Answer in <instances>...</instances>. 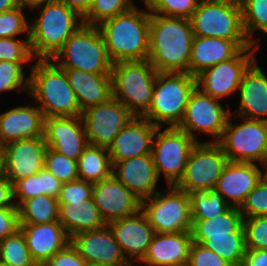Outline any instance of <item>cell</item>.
<instances>
[{
    "mask_svg": "<svg viewBox=\"0 0 267 266\" xmlns=\"http://www.w3.org/2000/svg\"><path fill=\"white\" fill-rule=\"evenodd\" d=\"M44 140L47 147L75 161L89 144L82 116L46 117Z\"/></svg>",
    "mask_w": 267,
    "mask_h": 266,
    "instance_id": "18",
    "label": "cell"
},
{
    "mask_svg": "<svg viewBox=\"0 0 267 266\" xmlns=\"http://www.w3.org/2000/svg\"><path fill=\"white\" fill-rule=\"evenodd\" d=\"M200 0H144L151 14L187 18L193 15Z\"/></svg>",
    "mask_w": 267,
    "mask_h": 266,
    "instance_id": "41",
    "label": "cell"
},
{
    "mask_svg": "<svg viewBox=\"0 0 267 266\" xmlns=\"http://www.w3.org/2000/svg\"><path fill=\"white\" fill-rule=\"evenodd\" d=\"M62 182L43 167L37 174L28 176L13 184L14 203L17 208L25 201L40 195L59 197Z\"/></svg>",
    "mask_w": 267,
    "mask_h": 266,
    "instance_id": "31",
    "label": "cell"
},
{
    "mask_svg": "<svg viewBox=\"0 0 267 266\" xmlns=\"http://www.w3.org/2000/svg\"><path fill=\"white\" fill-rule=\"evenodd\" d=\"M112 174L140 201L158 191L156 186L159 178L151 154L116 162Z\"/></svg>",
    "mask_w": 267,
    "mask_h": 266,
    "instance_id": "24",
    "label": "cell"
},
{
    "mask_svg": "<svg viewBox=\"0 0 267 266\" xmlns=\"http://www.w3.org/2000/svg\"><path fill=\"white\" fill-rule=\"evenodd\" d=\"M187 266H231L212 250L192 242Z\"/></svg>",
    "mask_w": 267,
    "mask_h": 266,
    "instance_id": "47",
    "label": "cell"
},
{
    "mask_svg": "<svg viewBox=\"0 0 267 266\" xmlns=\"http://www.w3.org/2000/svg\"><path fill=\"white\" fill-rule=\"evenodd\" d=\"M259 47L249 40H225L194 36L191 46L189 74L196 77L204 70L235 57L243 48Z\"/></svg>",
    "mask_w": 267,
    "mask_h": 266,
    "instance_id": "23",
    "label": "cell"
},
{
    "mask_svg": "<svg viewBox=\"0 0 267 266\" xmlns=\"http://www.w3.org/2000/svg\"><path fill=\"white\" fill-rule=\"evenodd\" d=\"M243 218L267 216V180L262 177L239 208Z\"/></svg>",
    "mask_w": 267,
    "mask_h": 266,
    "instance_id": "44",
    "label": "cell"
},
{
    "mask_svg": "<svg viewBox=\"0 0 267 266\" xmlns=\"http://www.w3.org/2000/svg\"><path fill=\"white\" fill-rule=\"evenodd\" d=\"M40 9V16L29 22V42L33 57L52 59L66 40L84 23L76 11L59 0L32 8Z\"/></svg>",
    "mask_w": 267,
    "mask_h": 266,
    "instance_id": "4",
    "label": "cell"
},
{
    "mask_svg": "<svg viewBox=\"0 0 267 266\" xmlns=\"http://www.w3.org/2000/svg\"><path fill=\"white\" fill-rule=\"evenodd\" d=\"M240 266H267V250H247Z\"/></svg>",
    "mask_w": 267,
    "mask_h": 266,
    "instance_id": "52",
    "label": "cell"
},
{
    "mask_svg": "<svg viewBox=\"0 0 267 266\" xmlns=\"http://www.w3.org/2000/svg\"><path fill=\"white\" fill-rule=\"evenodd\" d=\"M52 60L63 69L95 74H111L113 66L100 30L85 24L66 40Z\"/></svg>",
    "mask_w": 267,
    "mask_h": 266,
    "instance_id": "7",
    "label": "cell"
},
{
    "mask_svg": "<svg viewBox=\"0 0 267 266\" xmlns=\"http://www.w3.org/2000/svg\"><path fill=\"white\" fill-rule=\"evenodd\" d=\"M79 179L91 183L99 182L112 175V163L108 149L88 144L77 161Z\"/></svg>",
    "mask_w": 267,
    "mask_h": 266,
    "instance_id": "33",
    "label": "cell"
},
{
    "mask_svg": "<svg viewBox=\"0 0 267 266\" xmlns=\"http://www.w3.org/2000/svg\"><path fill=\"white\" fill-rule=\"evenodd\" d=\"M56 0H20V4L23 5L26 9V7L32 9L36 6L46 4L48 2H53Z\"/></svg>",
    "mask_w": 267,
    "mask_h": 266,
    "instance_id": "55",
    "label": "cell"
},
{
    "mask_svg": "<svg viewBox=\"0 0 267 266\" xmlns=\"http://www.w3.org/2000/svg\"><path fill=\"white\" fill-rule=\"evenodd\" d=\"M242 8L244 32L252 45L259 46L253 39L255 31L267 34V0H239Z\"/></svg>",
    "mask_w": 267,
    "mask_h": 266,
    "instance_id": "38",
    "label": "cell"
},
{
    "mask_svg": "<svg viewBox=\"0 0 267 266\" xmlns=\"http://www.w3.org/2000/svg\"><path fill=\"white\" fill-rule=\"evenodd\" d=\"M262 167L265 170V173L263 172V177L267 180V159L264 161Z\"/></svg>",
    "mask_w": 267,
    "mask_h": 266,
    "instance_id": "58",
    "label": "cell"
},
{
    "mask_svg": "<svg viewBox=\"0 0 267 266\" xmlns=\"http://www.w3.org/2000/svg\"><path fill=\"white\" fill-rule=\"evenodd\" d=\"M0 208H17L13 197V184L3 176L0 179Z\"/></svg>",
    "mask_w": 267,
    "mask_h": 266,
    "instance_id": "51",
    "label": "cell"
},
{
    "mask_svg": "<svg viewBox=\"0 0 267 266\" xmlns=\"http://www.w3.org/2000/svg\"><path fill=\"white\" fill-rule=\"evenodd\" d=\"M212 250L231 266H240L245 255V231L243 224L232 233V237L210 238L209 240H193Z\"/></svg>",
    "mask_w": 267,
    "mask_h": 266,
    "instance_id": "36",
    "label": "cell"
},
{
    "mask_svg": "<svg viewBox=\"0 0 267 266\" xmlns=\"http://www.w3.org/2000/svg\"><path fill=\"white\" fill-rule=\"evenodd\" d=\"M86 262L79 255L71 242L62 250L55 253L43 265L45 266H85Z\"/></svg>",
    "mask_w": 267,
    "mask_h": 266,
    "instance_id": "49",
    "label": "cell"
},
{
    "mask_svg": "<svg viewBox=\"0 0 267 266\" xmlns=\"http://www.w3.org/2000/svg\"><path fill=\"white\" fill-rule=\"evenodd\" d=\"M44 114L38 106L22 105L0 114V147L12 141L44 137Z\"/></svg>",
    "mask_w": 267,
    "mask_h": 266,
    "instance_id": "26",
    "label": "cell"
},
{
    "mask_svg": "<svg viewBox=\"0 0 267 266\" xmlns=\"http://www.w3.org/2000/svg\"><path fill=\"white\" fill-rule=\"evenodd\" d=\"M65 5H67L70 9L76 11L81 17H84L91 5L93 0H59Z\"/></svg>",
    "mask_w": 267,
    "mask_h": 266,
    "instance_id": "53",
    "label": "cell"
},
{
    "mask_svg": "<svg viewBox=\"0 0 267 266\" xmlns=\"http://www.w3.org/2000/svg\"><path fill=\"white\" fill-rule=\"evenodd\" d=\"M93 183L77 179L63 183L58 201H81L92 198Z\"/></svg>",
    "mask_w": 267,
    "mask_h": 266,
    "instance_id": "48",
    "label": "cell"
},
{
    "mask_svg": "<svg viewBox=\"0 0 267 266\" xmlns=\"http://www.w3.org/2000/svg\"><path fill=\"white\" fill-rule=\"evenodd\" d=\"M193 240L232 237L242 224L243 217L239 208L229 207L224 213L212 219L192 220Z\"/></svg>",
    "mask_w": 267,
    "mask_h": 266,
    "instance_id": "32",
    "label": "cell"
},
{
    "mask_svg": "<svg viewBox=\"0 0 267 266\" xmlns=\"http://www.w3.org/2000/svg\"><path fill=\"white\" fill-rule=\"evenodd\" d=\"M21 5L20 0H0V13L12 10Z\"/></svg>",
    "mask_w": 267,
    "mask_h": 266,
    "instance_id": "54",
    "label": "cell"
},
{
    "mask_svg": "<svg viewBox=\"0 0 267 266\" xmlns=\"http://www.w3.org/2000/svg\"><path fill=\"white\" fill-rule=\"evenodd\" d=\"M20 227L18 208H0V241Z\"/></svg>",
    "mask_w": 267,
    "mask_h": 266,
    "instance_id": "50",
    "label": "cell"
},
{
    "mask_svg": "<svg viewBox=\"0 0 267 266\" xmlns=\"http://www.w3.org/2000/svg\"><path fill=\"white\" fill-rule=\"evenodd\" d=\"M20 224H42L58 221V199L40 195L25 200L19 207Z\"/></svg>",
    "mask_w": 267,
    "mask_h": 266,
    "instance_id": "34",
    "label": "cell"
},
{
    "mask_svg": "<svg viewBox=\"0 0 267 266\" xmlns=\"http://www.w3.org/2000/svg\"><path fill=\"white\" fill-rule=\"evenodd\" d=\"M58 222L69 237L106 226L93 198L81 201H58Z\"/></svg>",
    "mask_w": 267,
    "mask_h": 266,
    "instance_id": "30",
    "label": "cell"
},
{
    "mask_svg": "<svg viewBox=\"0 0 267 266\" xmlns=\"http://www.w3.org/2000/svg\"><path fill=\"white\" fill-rule=\"evenodd\" d=\"M192 220L212 219L224 213L230 205L213 189H196L188 193Z\"/></svg>",
    "mask_w": 267,
    "mask_h": 266,
    "instance_id": "35",
    "label": "cell"
},
{
    "mask_svg": "<svg viewBox=\"0 0 267 266\" xmlns=\"http://www.w3.org/2000/svg\"><path fill=\"white\" fill-rule=\"evenodd\" d=\"M161 128L155 132L151 155L158 178L163 172L167 186H175L183 176L189 154L197 142L177 126L164 131Z\"/></svg>",
    "mask_w": 267,
    "mask_h": 266,
    "instance_id": "11",
    "label": "cell"
},
{
    "mask_svg": "<svg viewBox=\"0 0 267 266\" xmlns=\"http://www.w3.org/2000/svg\"><path fill=\"white\" fill-rule=\"evenodd\" d=\"M195 87L196 77L189 73L158 72L150 107L142 117L158 127L178 126Z\"/></svg>",
    "mask_w": 267,
    "mask_h": 266,
    "instance_id": "5",
    "label": "cell"
},
{
    "mask_svg": "<svg viewBox=\"0 0 267 266\" xmlns=\"http://www.w3.org/2000/svg\"><path fill=\"white\" fill-rule=\"evenodd\" d=\"M134 116L116 98L82 111L88 143L108 148L120 130Z\"/></svg>",
    "mask_w": 267,
    "mask_h": 266,
    "instance_id": "15",
    "label": "cell"
},
{
    "mask_svg": "<svg viewBox=\"0 0 267 266\" xmlns=\"http://www.w3.org/2000/svg\"><path fill=\"white\" fill-rule=\"evenodd\" d=\"M64 70L81 111L105 103L113 97L111 74H95L79 69Z\"/></svg>",
    "mask_w": 267,
    "mask_h": 266,
    "instance_id": "29",
    "label": "cell"
},
{
    "mask_svg": "<svg viewBox=\"0 0 267 266\" xmlns=\"http://www.w3.org/2000/svg\"><path fill=\"white\" fill-rule=\"evenodd\" d=\"M190 19L151 14L148 60L157 72L189 73Z\"/></svg>",
    "mask_w": 267,
    "mask_h": 266,
    "instance_id": "1",
    "label": "cell"
},
{
    "mask_svg": "<svg viewBox=\"0 0 267 266\" xmlns=\"http://www.w3.org/2000/svg\"><path fill=\"white\" fill-rule=\"evenodd\" d=\"M134 3L133 0H93L88 13L83 17V23L97 26L104 20L127 12L135 6Z\"/></svg>",
    "mask_w": 267,
    "mask_h": 266,
    "instance_id": "39",
    "label": "cell"
},
{
    "mask_svg": "<svg viewBox=\"0 0 267 266\" xmlns=\"http://www.w3.org/2000/svg\"><path fill=\"white\" fill-rule=\"evenodd\" d=\"M46 148L44 137L12 141L0 147L4 176L14 184L37 174L44 167Z\"/></svg>",
    "mask_w": 267,
    "mask_h": 266,
    "instance_id": "16",
    "label": "cell"
},
{
    "mask_svg": "<svg viewBox=\"0 0 267 266\" xmlns=\"http://www.w3.org/2000/svg\"><path fill=\"white\" fill-rule=\"evenodd\" d=\"M256 163L228 161L215 185L231 207L240 208L247 195L263 177Z\"/></svg>",
    "mask_w": 267,
    "mask_h": 266,
    "instance_id": "21",
    "label": "cell"
},
{
    "mask_svg": "<svg viewBox=\"0 0 267 266\" xmlns=\"http://www.w3.org/2000/svg\"><path fill=\"white\" fill-rule=\"evenodd\" d=\"M232 112L217 142L228 161L263 165L267 159V121L240 118L243 123L233 124Z\"/></svg>",
    "mask_w": 267,
    "mask_h": 266,
    "instance_id": "10",
    "label": "cell"
},
{
    "mask_svg": "<svg viewBox=\"0 0 267 266\" xmlns=\"http://www.w3.org/2000/svg\"><path fill=\"white\" fill-rule=\"evenodd\" d=\"M92 198L106 225L141 210V201L113 174L93 183Z\"/></svg>",
    "mask_w": 267,
    "mask_h": 266,
    "instance_id": "17",
    "label": "cell"
},
{
    "mask_svg": "<svg viewBox=\"0 0 267 266\" xmlns=\"http://www.w3.org/2000/svg\"><path fill=\"white\" fill-rule=\"evenodd\" d=\"M247 250H267V216L243 218Z\"/></svg>",
    "mask_w": 267,
    "mask_h": 266,
    "instance_id": "45",
    "label": "cell"
},
{
    "mask_svg": "<svg viewBox=\"0 0 267 266\" xmlns=\"http://www.w3.org/2000/svg\"><path fill=\"white\" fill-rule=\"evenodd\" d=\"M145 6V11L135 5L97 25L113 63L148 59L151 13Z\"/></svg>",
    "mask_w": 267,
    "mask_h": 266,
    "instance_id": "2",
    "label": "cell"
},
{
    "mask_svg": "<svg viewBox=\"0 0 267 266\" xmlns=\"http://www.w3.org/2000/svg\"><path fill=\"white\" fill-rule=\"evenodd\" d=\"M108 226L126 260L132 266H135V260L140 263L155 234L144 213L140 210L132 216L113 221Z\"/></svg>",
    "mask_w": 267,
    "mask_h": 266,
    "instance_id": "19",
    "label": "cell"
},
{
    "mask_svg": "<svg viewBox=\"0 0 267 266\" xmlns=\"http://www.w3.org/2000/svg\"><path fill=\"white\" fill-rule=\"evenodd\" d=\"M24 63L27 62L0 61V92L18 89L29 93V77L25 78Z\"/></svg>",
    "mask_w": 267,
    "mask_h": 266,
    "instance_id": "42",
    "label": "cell"
},
{
    "mask_svg": "<svg viewBox=\"0 0 267 266\" xmlns=\"http://www.w3.org/2000/svg\"><path fill=\"white\" fill-rule=\"evenodd\" d=\"M71 244L86 263L130 264L108 225L74 235Z\"/></svg>",
    "mask_w": 267,
    "mask_h": 266,
    "instance_id": "22",
    "label": "cell"
},
{
    "mask_svg": "<svg viewBox=\"0 0 267 266\" xmlns=\"http://www.w3.org/2000/svg\"><path fill=\"white\" fill-rule=\"evenodd\" d=\"M157 73L148 59L113 63L112 96L134 117H142L150 107Z\"/></svg>",
    "mask_w": 267,
    "mask_h": 266,
    "instance_id": "6",
    "label": "cell"
},
{
    "mask_svg": "<svg viewBox=\"0 0 267 266\" xmlns=\"http://www.w3.org/2000/svg\"><path fill=\"white\" fill-rule=\"evenodd\" d=\"M44 167L62 183L79 179L77 161L67 158L50 147L45 151Z\"/></svg>",
    "mask_w": 267,
    "mask_h": 266,
    "instance_id": "40",
    "label": "cell"
},
{
    "mask_svg": "<svg viewBox=\"0 0 267 266\" xmlns=\"http://www.w3.org/2000/svg\"><path fill=\"white\" fill-rule=\"evenodd\" d=\"M30 68L29 93L44 117L82 116L76 94L71 88L65 70L52 59H35ZM40 103V105H39Z\"/></svg>",
    "mask_w": 267,
    "mask_h": 266,
    "instance_id": "3",
    "label": "cell"
},
{
    "mask_svg": "<svg viewBox=\"0 0 267 266\" xmlns=\"http://www.w3.org/2000/svg\"><path fill=\"white\" fill-rule=\"evenodd\" d=\"M227 162V156L217 142H197L175 187L187 194L196 189H213Z\"/></svg>",
    "mask_w": 267,
    "mask_h": 266,
    "instance_id": "12",
    "label": "cell"
},
{
    "mask_svg": "<svg viewBox=\"0 0 267 266\" xmlns=\"http://www.w3.org/2000/svg\"><path fill=\"white\" fill-rule=\"evenodd\" d=\"M4 176V169H3V158L0 151V179Z\"/></svg>",
    "mask_w": 267,
    "mask_h": 266,
    "instance_id": "57",
    "label": "cell"
},
{
    "mask_svg": "<svg viewBox=\"0 0 267 266\" xmlns=\"http://www.w3.org/2000/svg\"><path fill=\"white\" fill-rule=\"evenodd\" d=\"M23 5L0 13V38H15L21 33L29 35V23Z\"/></svg>",
    "mask_w": 267,
    "mask_h": 266,
    "instance_id": "43",
    "label": "cell"
},
{
    "mask_svg": "<svg viewBox=\"0 0 267 266\" xmlns=\"http://www.w3.org/2000/svg\"><path fill=\"white\" fill-rule=\"evenodd\" d=\"M258 49L243 48L235 57L204 70L196 76V87L217 100L238 93L243 75L256 60L254 53Z\"/></svg>",
    "mask_w": 267,
    "mask_h": 266,
    "instance_id": "14",
    "label": "cell"
},
{
    "mask_svg": "<svg viewBox=\"0 0 267 266\" xmlns=\"http://www.w3.org/2000/svg\"><path fill=\"white\" fill-rule=\"evenodd\" d=\"M0 263L6 266H36L20 229L0 241Z\"/></svg>",
    "mask_w": 267,
    "mask_h": 266,
    "instance_id": "37",
    "label": "cell"
},
{
    "mask_svg": "<svg viewBox=\"0 0 267 266\" xmlns=\"http://www.w3.org/2000/svg\"><path fill=\"white\" fill-rule=\"evenodd\" d=\"M230 114L231 111L226 110L219 100L195 87L189 97L184 117L177 127L187 132L196 142H203L196 138V132L210 134L213 142H218Z\"/></svg>",
    "mask_w": 267,
    "mask_h": 266,
    "instance_id": "13",
    "label": "cell"
},
{
    "mask_svg": "<svg viewBox=\"0 0 267 266\" xmlns=\"http://www.w3.org/2000/svg\"><path fill=\"white\" fill-rule=\"evenodd\" d=\"M141 201V211L155 233L192 231L189 195L175 186H167Z\"/></svg>",
    "mask_w": 267,
    "mask_h": 266,
    "instance_id": "9",
    "label": "cell"
},
{
    "mask_svg": "<svg viewBox=\"0 0 267 266\" xmlns=\"http://www.w3.org/2000/svg\"><path fill=\"white\" fill-rule=\"evenodd\" d=\"M240 105L233 118L267 121V76L255 60L238 88Z\"/></svg>",
    "mask_w": 267,
    "mask_h": 266,
    "instance_id": "28",
    "label": "cell"
},
{
    "mask_svg": "<svg viewBox=\"0 0 267 266\" xmlns=\"http://www.w3.org/2000/svg\"><path fill=\"white\" fill-rule=\"evenodd\" d=\"M190 22L194 36L248 40L239 0H200Z\"/></svg>",
    "mask_w": 267,
    "mask_h": 266,
    "instance_id": "8",
    "label": "cell"
},
{
    "mask_svg": "<svg viewBox=\"0 0 267 266\" xmlns=\"http://www.w3.org/2000/svg\"><path fill=\"white\" fill-rule=\"evenodd\" d=\"M85 266H132V264L86 263Z\"/></svg>",
    "mask_w": 267,
    "mask_h": 266,
    "instance_id": "56",
    "label": "cell"
},
{
    "mask_svg": "<svg viewBox=\"0 0 267 266\" xmlns=\"http://www.w3.org/2000/svg\"><path fill=\"white\" fill-rule=\"evenodd\" d=\"M31 59L35 58L30 48L29 35H26L25 40L0 38V61L32 62Z\"/></svg>",
    "mask_w": 267,
    "mask_h": 266,
    "instance_id": "46",
    "label": "cell"
},
{
    "mask_svg": "<svg viewBox=\"0 0 267 266\" xmlns=\"http://www.w3.org/2000/svg\"><path fill=\"white\" fill-rule=\"evenodd\" d=\"M157 128L143 117H133L107 148L112 166L119 161L151 154Z\"/></svg>",
    "mask_w": 267,
    "mask_h": 266,
    "instance_id": "20",
    "label": "cell"
},
{
    "mask_svg": "<svg viewBox=\"0 0 267 266\" xmlns=\"http://www.w3.org/2000/svg\"><path fill=\"white\" fill-rule=\"evenodd\" d=\"M192 232L155 233L146 256L140 262L144 266H187Z\"/></svg>",
    "mask_w": 267,
    "mask_h": 266,
    "instance_id": "27",
    "label": "cell"
},
{
    "mask_svg": "<svg viewBox=\"0 0 267 266\" xmlns=\"http://www.w3.org/2000/svg\"><path fill=\"white\" fill-rule=\"evenodd\" d=\"M30 256L36 265H43L55 253L65 248L71 238L58 222L20 224Z\"/></svg>",
    "mask_w": 267,
    "mask_h": 266,
    "instance_id": "25",
    "label": "cell"
}]
</instances>
